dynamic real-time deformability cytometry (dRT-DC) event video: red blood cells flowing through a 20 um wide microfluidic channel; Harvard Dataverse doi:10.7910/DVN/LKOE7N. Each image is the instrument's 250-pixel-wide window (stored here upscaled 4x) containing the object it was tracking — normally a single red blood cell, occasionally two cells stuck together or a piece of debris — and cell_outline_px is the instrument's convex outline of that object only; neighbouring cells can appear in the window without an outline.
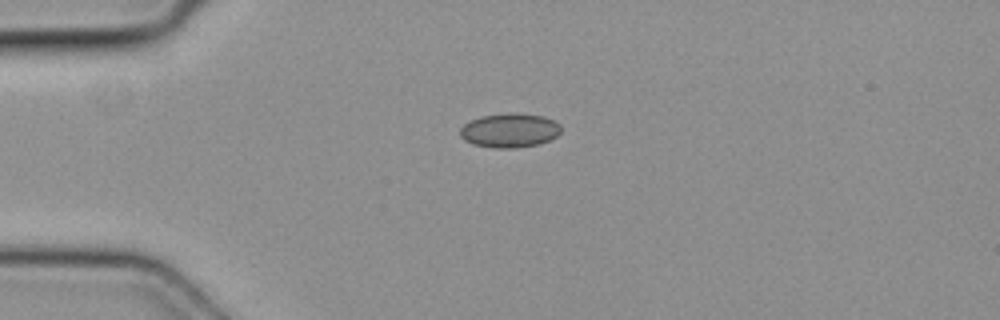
{"species": "common noctule bat (a hibernating species)", "species_latin": "Nyctalus noctula", "temperature_condition": "cold", "stored_images_in_passage": 2, "camera_frame_rate_fps": 3000, "um_per_image_px": 0.085, "animal": {"sex": "female", "body_mass_g": 19.3, "forearm_length_mm": 54.1}, "frame": {"image": 1, "passage_image": 1, "time_ms": 0.0, "image_size_px": [1000, 320], "cell_outline_px": [[560, 132], [556, 136], [540, 144], [512, 148], [496, 148], [472, 144], [464, 140], [460, 136], [460, 128], [464, 124], [480, 116], [508, 112], [516, 112], [544, 116], [560, 124]], "centroid_in_image_um": [43.3, 11.07], "position_along_channel_um": 41.7, "area_um2": 20.23}}